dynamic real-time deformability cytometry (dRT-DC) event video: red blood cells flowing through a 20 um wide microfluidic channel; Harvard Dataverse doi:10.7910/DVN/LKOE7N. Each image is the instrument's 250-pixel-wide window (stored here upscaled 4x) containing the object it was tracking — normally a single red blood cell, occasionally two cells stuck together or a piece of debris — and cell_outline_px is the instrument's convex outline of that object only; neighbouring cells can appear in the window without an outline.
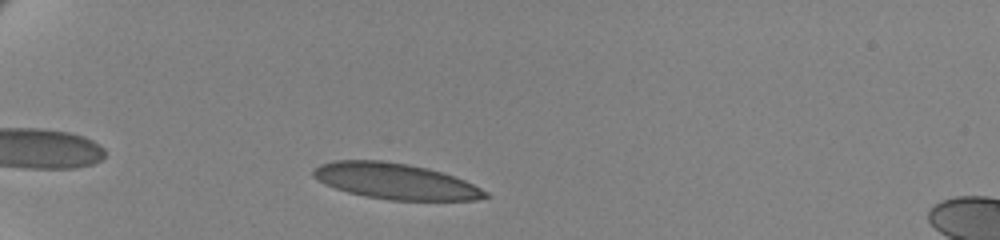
{"species": "human", "species_latin": "Homo sapiens", "temperature_condition": "cold", "stored_images_in_passage": 48, "camera_frame_rate_fps": 3000, "um_per_image_px": 0.085, "donor": {"sex": "female"}, "frame": {"image": 1, "passage_image": 7, "time_ms": 2.0, "image_size_px": [1000, 240], "cell_outline_px": [[488, 196], [476, 200], [388, 200], [364, 196], [348, 192], [324, 184], [316, 180], [312, 176], [312, 172], [320, 164], [332, 160], [380, 160], [408, 164], [428, 168], [464, 180], [488, 192]], "centroid_in_image_um": [33.56, 15.4], "position_along_channel_um": 51.4, "area_um2": 35.84}}
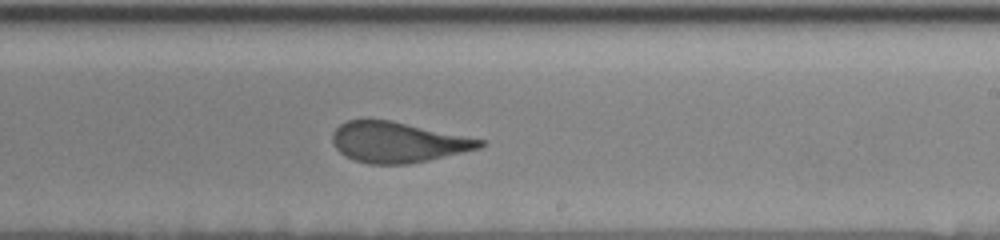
{"frame": {"image": 2, "passage_image": 28, "time_ms": 9.0, "image_size_px": [1000, 240], "cell_outline_px": [[488, 144], [480, 148], [428, 160], [408, 164], [368, 164], [344, 156], [336, 148], [332, 140], [332, 132], [340, 124], [348, 120], [392, 120], [484, 140]], "centroid_in_image_um": [33.81, 12.09], "position_along_channel_um": 255.2, "area_um2": 34.68}}
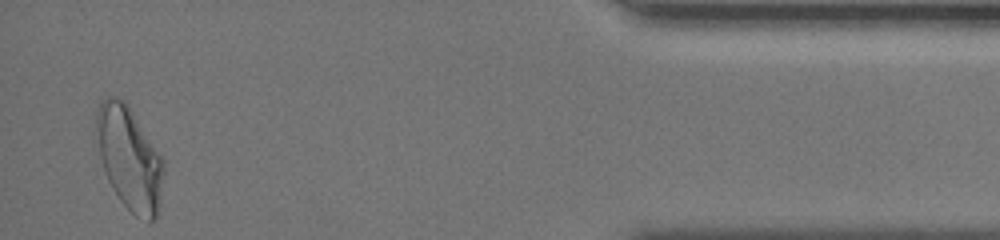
{"frame": {"image": 3, "passage_image": 47, "time_ms": 15.333, "image_size_px": [1000, 240], "cell_outline_px": [[164, 172], [160, 200], [156, 216], [152, 220], [148, 220], [136, 216], [116, 196], [104, 172], [92, 132], [96, 108], [100, 100], [108, 96], [124, 100], [128, 104], [164, 160]], "centroid_in_image_um": [10.93, 13.38], "position_along_channel_um": 424.3, "area_um2": 41.1}, "authors_computed_cell_mechanics": {"area_um2": 36.2695, "velocity_mm_per_s": 3.4576, "shape_relaxation_time_tau1_ms": 5.2486, "shape_relaxation_time_tau2_ms": 0.8968, "deformation_change_tau1": 0.1727, "deformation_change_tau2": 0.0723}}